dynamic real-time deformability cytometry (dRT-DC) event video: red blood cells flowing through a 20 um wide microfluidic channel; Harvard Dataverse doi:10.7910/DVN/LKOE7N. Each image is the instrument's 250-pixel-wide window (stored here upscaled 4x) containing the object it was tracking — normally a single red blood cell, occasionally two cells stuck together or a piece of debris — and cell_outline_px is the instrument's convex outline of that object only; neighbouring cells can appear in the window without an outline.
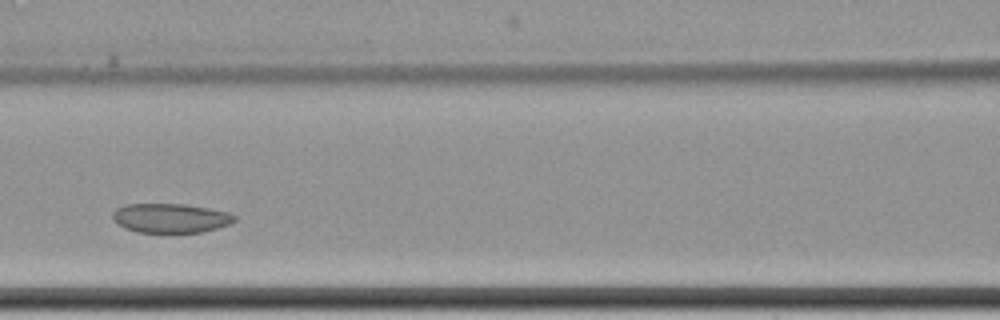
{"species": "common noctule bat (a hibernating species)", "species_latin": "Nyctalus noctula", "temperature_condition": "cold", "stored_images_in_passage": 6, "camera_frame_rate_fps": 3000, "um_per_image_px": 0.085, "animal": {"sex": "female", "body_mass_g": 22.7, "forearm_length_mm": 54.2}, "frame": {"image": 1, "passage_image": 4, "time_ms": 3.667, "image_size_px": [1000, 320], "cell_outline_px": [[236, 220], [228, 224], [216, 228], [200, 232], [136, 232], [120, 224], [112, 216], [112, 212], [116, 208], [128, 204], [184, 204], [208, 208], [228, 212], [236, 216]], "centroid_in_image_um": [14.51, 18.52], "position_along_channel_um": 152.1, "area_um2": 20.46}}
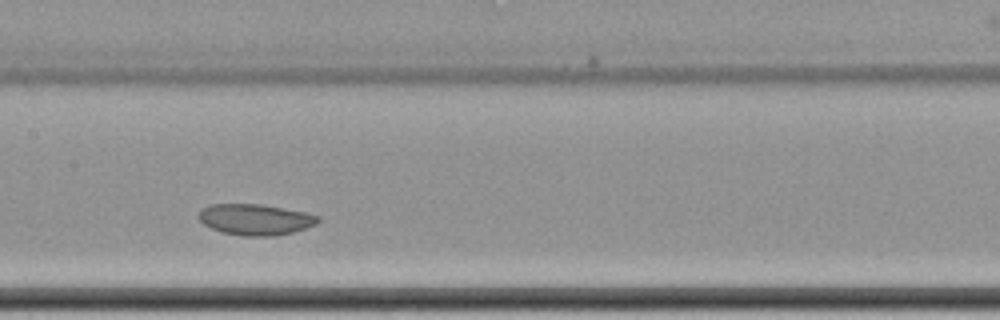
{"frame": {"image": 2, "passage_image": 5, "time_ms": 4.667, "image_size_px": [1000, 320], "cell_outline_px": [[320, 220], [316, 224], [292, 232], [276, 236], [244, 236], [220, 232], [204, 224], [196, 216], [200, 208], [212, 204], [260, 204], [304, 212], [320, 216]], "centroid_in_image_um": [21.66, 18.65], "position_along_channel_um": 185.7, "area_um2": 21.62}}
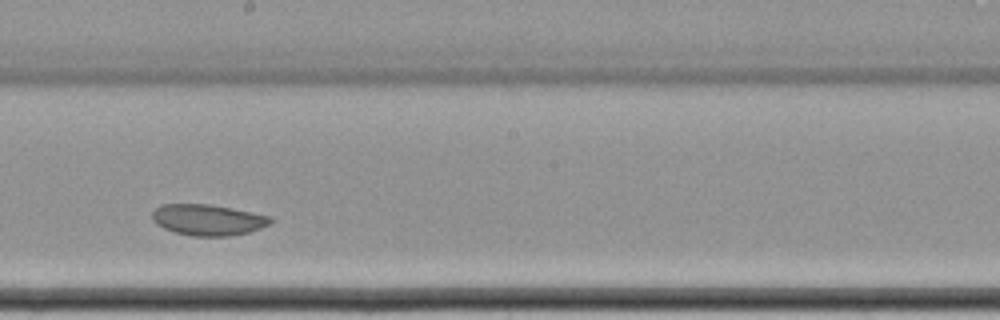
{"frame": {"image": 3, "passage_image": 6, "time_ms": 6.0, "image_size_px": [1000, 320], "cell_outline_px": [[272, 220], [268, 224], [260, 228], [248, 232], [228, 236], [192, 236], [176, 232], [164, 228], [156, 224], [152, 220], [152, 212], [160, 204], [208, 204], [272, 216]], "centroid_in_image_um": [17.64, 18.68], "position_along_channel_um": 230.6, "area_um2": 21.21}}